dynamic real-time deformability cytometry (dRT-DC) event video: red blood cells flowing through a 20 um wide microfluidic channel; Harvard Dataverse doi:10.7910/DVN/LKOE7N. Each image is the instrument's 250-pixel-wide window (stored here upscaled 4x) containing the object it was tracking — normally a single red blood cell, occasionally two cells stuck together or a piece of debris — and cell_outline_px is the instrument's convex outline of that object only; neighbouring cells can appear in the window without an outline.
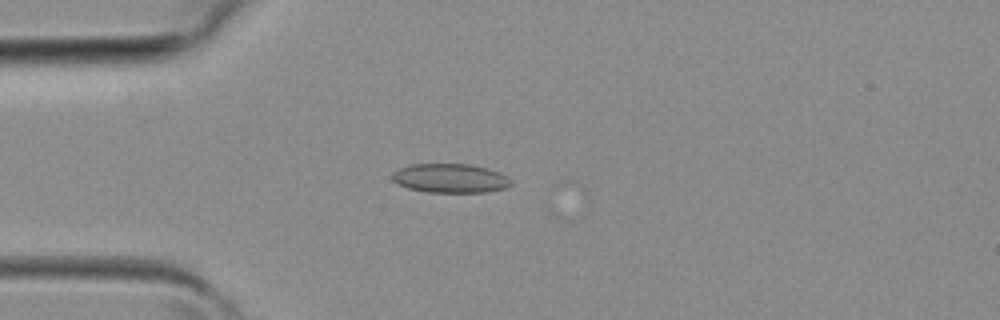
{"species": "common noctule bat (a hibernating species)", "species_latin": "Nyctalus noctula", "temperature_condition": "room temperature", "stored_images_in_passage": 13, "camera_frame_rate_fps": 3000, "um_per_image_px": 0.085, "animal": {"sex": "female", "body_mass_g": 19.3, "forearm_length_mm": 54.1}, "frame": {"image": 1, "passage_image": 10, "time_ms": 3.0, "image_size_px": [1000, 320], "cell_outline_px": [[512, 184], [504, 188], [484, 192], [428, 192], [408, 188], [396, 184], [392, 180], [392, 172], [400, 168], [412, 164], [468, 164], [488, 168], [500, 172], [508, 176], [512, 180]], "centroid_in_image_um": [38.27, 15.15], "position_along_channel_um": 46.7, "area_um2": 20.23}}